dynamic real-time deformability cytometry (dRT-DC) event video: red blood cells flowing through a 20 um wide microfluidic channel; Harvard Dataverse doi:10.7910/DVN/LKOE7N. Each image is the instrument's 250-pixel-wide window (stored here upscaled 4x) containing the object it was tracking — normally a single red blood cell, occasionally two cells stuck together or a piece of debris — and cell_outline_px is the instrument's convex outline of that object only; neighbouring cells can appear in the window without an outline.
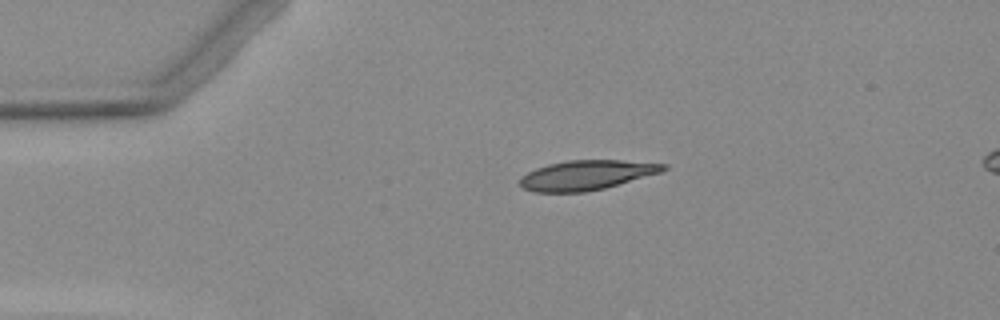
{"species": "Egyptian fruit bat (a non-hibernating species)", "species_latin": "Rousettus aegyptiacus", "temperature_condition": "warm", "stored_images_in_passage": 2, "camera_frame_rate_fps": 3000, "um_per_image_px": 0.085, "animal": {"sex": "female"}, "frame": {"image": 1, "passage_image": 1, "time_ms": 0.0, "image_size_px": [1000, 320], "cell_outline_px": [[668, 168], [660, 172], [604, 188], [584, 192], [536, 192], [524, 188], [520, 184], [520, 180], [528, 172], [536, 168], [548, 164], [568, 160], [620, 160], [668, 164]], "centroid_in_image_um": [49.86, 14.87], "position_along_channel_um": 35.1, "area_um2": 24.45}}